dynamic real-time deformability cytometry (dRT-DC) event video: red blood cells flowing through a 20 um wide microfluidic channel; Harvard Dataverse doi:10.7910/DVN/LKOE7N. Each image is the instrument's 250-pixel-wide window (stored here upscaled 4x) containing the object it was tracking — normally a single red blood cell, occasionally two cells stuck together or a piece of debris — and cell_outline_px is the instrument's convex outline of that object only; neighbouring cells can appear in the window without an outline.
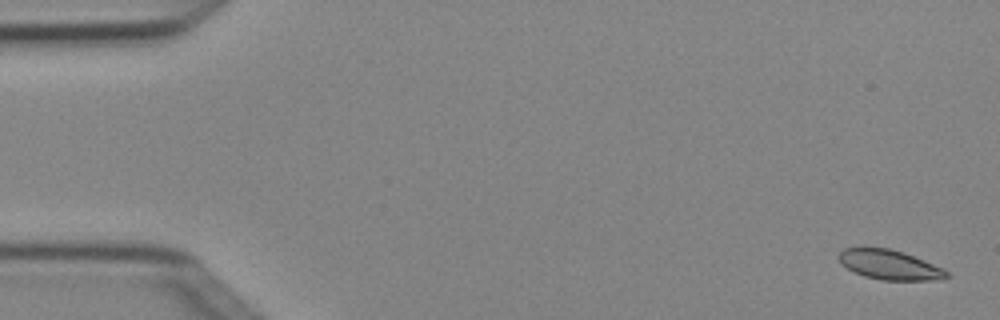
{"species": "Egyptian fruit bat (a non-hibernating species)", "species_latin": "Rousettus aegyptiacus", "temperature_condition": "cold", "stored_images_in_passage": 6, "camera_frame_rate_fps": 3000, "um_per_image_px": 0.085, "animal": {"sex": "female"}, "frame": {"image": 1, "passage_image": 1, "time_ms": 0.0, "image_size_px": [1000, 320], "cell_outline_px": [[952, 276], [944, 280], [880, 280], [864, 276], [840, 264], [836, 256], [844, 248], [888, 248], [904, 252], [944, 268]], "centroid_in_image_um": [75.66, 22.52], "position_along_channel_um": 9.3, "area_um2": 18.84}}
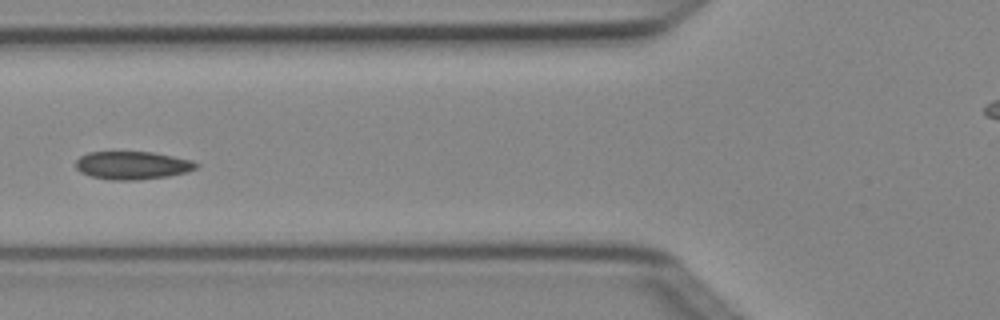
{"frame": {"image": 2, "passage_image": 6, "time_ms": 1.667, "image_size_px": [1000, 320], "cell_outline_px": [[200, 164], [196, 168], [188, 172], [168, 176], [136, 180], [112, 180], [88, 176], [80, 172], [76, 168], [76, 160], [80, 156], [88, 152], [152, 152], [192, 160]], "centroid_in_image_um": [11.24, 14.06], "position_along_channel_um": 114.6, "area_um2": 19.77}}